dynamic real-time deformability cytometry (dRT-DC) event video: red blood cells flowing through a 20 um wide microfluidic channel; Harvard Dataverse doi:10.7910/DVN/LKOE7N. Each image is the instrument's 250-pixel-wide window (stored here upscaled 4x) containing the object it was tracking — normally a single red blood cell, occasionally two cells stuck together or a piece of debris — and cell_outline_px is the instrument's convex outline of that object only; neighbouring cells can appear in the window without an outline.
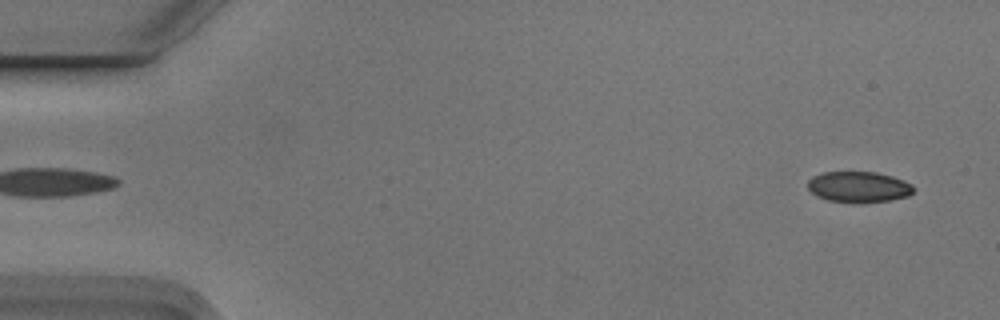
{"species": "Egyptian fruit bat (a non-hibernating species)", "species_latin": "Rousettus aegyptiacus", "temperature_condition": "cold", "stored_images_in_passage": 3, "segment_of_instrument_passage": [2, 2], "camera_frame_rate_fps": 3000, "um_per_image_px": 0.085, "animal": {"sex": "male"}, "frame": {"image": 1, "passage_image": 3, "time_ms": 0.667, "image_size_px": [1000, 320], "cell_outline_px": [[916, 188], [908, 196], [888, 200], [828, 200], [816, 196], [808, 188], [808, 180], [812, 176], [824, 172], [876, 172], [892, 176], [904, 180], [912, 184]], "centroid_in_image_um": [72.99, 15.84], "position_along_channel_um": 12.0, "area_um2": 18.38}}